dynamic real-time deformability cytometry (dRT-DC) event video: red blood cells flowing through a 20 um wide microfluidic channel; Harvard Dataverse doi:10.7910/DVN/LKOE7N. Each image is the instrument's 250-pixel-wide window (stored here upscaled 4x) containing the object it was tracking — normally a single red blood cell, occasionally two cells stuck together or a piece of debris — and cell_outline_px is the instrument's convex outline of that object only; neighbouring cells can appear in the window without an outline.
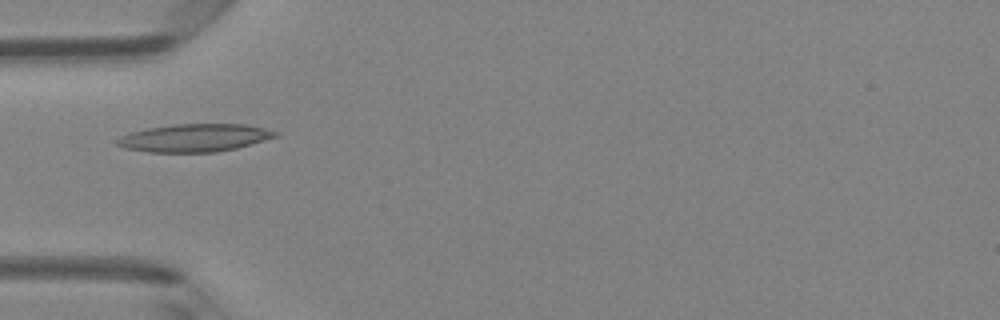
{"species": "Egyptian fruit bat (a non-hibernating species)", "species_latin": "Rousettus aegyptiacus", "temperature_condition": "room temperature", "stored_images_in_passage": 2, "camera_frame_rate_fps": 3000, "um_per_image_px": 0.085, "animal": {"sex": "female"}, "frame": {"image": 1, "passage_image": 1, "time_ms": 0.0, "image_size_px": [1000, 320], "cell_outline_px": [[280, 136], [236, 148], [216, 152], [148, 152], [124, 148], [116, 144], [116, 140], [120, 136], [132, 132], [148, 128], [176, 124], [244, 124], [264, 128], [280, 132]], "centroid_in_image_um": [16.56, 11.72], "position_along_channel_um": 68.4, "area_um2": 25.66}}
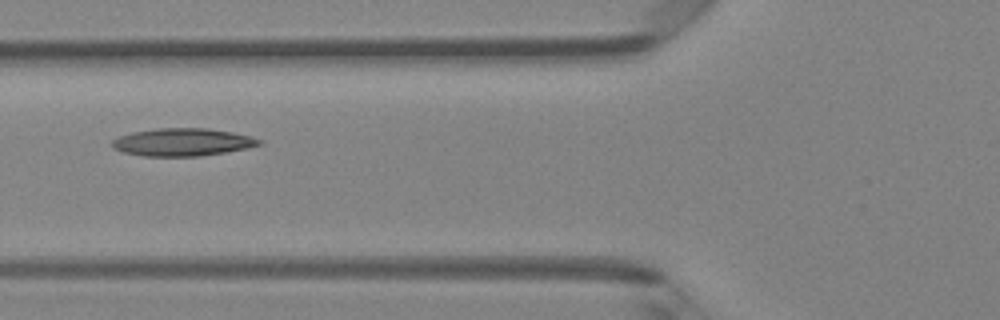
{"frame": {"image": 2, "passage_image": 2, "time_ms": 0.333, "image_size_px": [1000, 320], "cell_outline_px": [[264, 144], [248, 148], [200, 156], [144, 156], [124, 152], [112, 148], [112, 140], [120, 136], [132, 132], [160, 128], [208, 128], [232, 132], [252, 136], [260, 140]], "centroid_in_image_um": [15.54, 12.08], "position_along_channel_um": 110.3, "area_um2": 23.7}}